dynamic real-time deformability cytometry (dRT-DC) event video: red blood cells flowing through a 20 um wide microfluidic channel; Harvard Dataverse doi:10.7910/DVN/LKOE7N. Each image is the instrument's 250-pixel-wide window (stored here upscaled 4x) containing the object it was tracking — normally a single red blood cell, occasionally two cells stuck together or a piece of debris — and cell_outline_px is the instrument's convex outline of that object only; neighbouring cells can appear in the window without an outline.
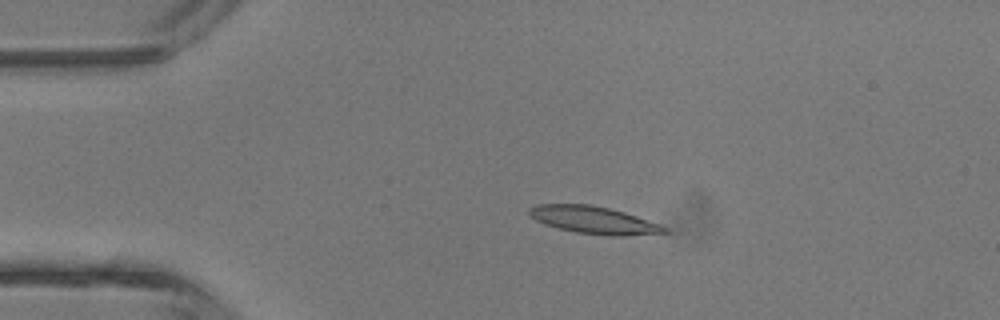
{"species": "common noctule bat (a hibernating species)", "species_latin": "Nyctalus noctula", "temperature_condition": "room temperature", "stored_images_in_passage": 2, "camera_frame_rate_fps": 3000, "um_per_image_px": 0.085, "animal": {"sex": "male", "body_mass_g": 13.3}, "frame": {"image": 1, "passage_image": 1, "time_ms": 0.0, "image_size_px": [1000, 320], "cell_outline_px": [[672, 232], [624, 236], [608, 236], [576, 232], [544, 224], [528, 216], [528, 208], [536, 204], [592, 204], [624, 212], [660, 224], [668, 228]], "centroid_in_image_um": [50.47, 18.7], "position_along_channel_um": 34.5, "area_um2": 21.73}}